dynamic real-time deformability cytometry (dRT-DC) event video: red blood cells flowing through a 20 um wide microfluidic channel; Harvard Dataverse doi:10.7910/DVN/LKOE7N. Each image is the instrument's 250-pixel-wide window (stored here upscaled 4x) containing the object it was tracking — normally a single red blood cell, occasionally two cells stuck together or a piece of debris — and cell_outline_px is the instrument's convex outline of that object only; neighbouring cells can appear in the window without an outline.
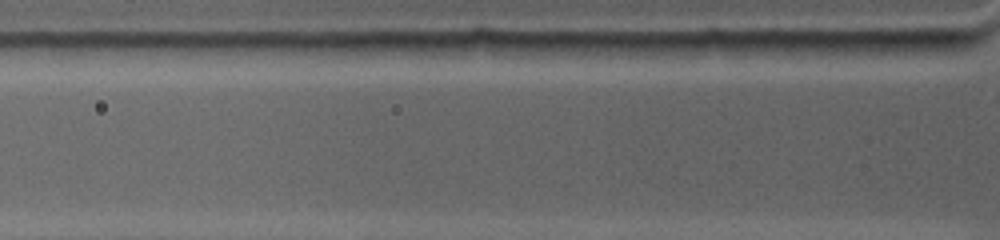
{"species": "common noctule bat (a hibernating species)", "species_latin": "Nyctalus noctula", "temperature_condition": "warm", "stored_images_in_passage": 3, "camera_frame_rate_fps": 4500, "um_per_image_px": 0.085, "animal": {"sex": "female", "body_mass_g": 19.0, "forearm_length_mm": 53.3}, "frame": {"image": 1, "passage_image": 3, "time_ms": 0.444, "image_size_px": [1000, 240], "cell_outline_px": [[952, 40], [948, 56], [876, 60], [808, 52], [792, 40]], "centroid_in_image_um": [74.67, 4.12], "position_along_channel_um": 51.1, "area_um2": 18.15}}